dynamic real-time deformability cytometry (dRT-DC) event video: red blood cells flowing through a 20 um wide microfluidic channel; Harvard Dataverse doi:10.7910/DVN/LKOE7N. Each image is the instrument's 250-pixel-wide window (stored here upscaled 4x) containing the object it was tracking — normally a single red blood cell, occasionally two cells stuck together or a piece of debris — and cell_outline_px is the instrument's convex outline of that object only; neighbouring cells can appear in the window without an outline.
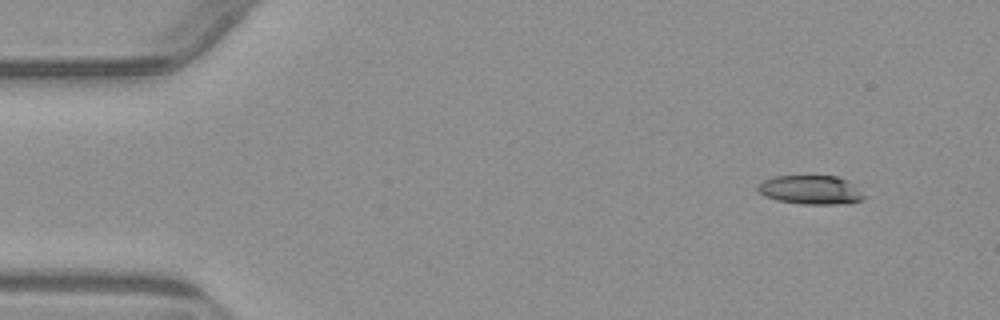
{"species": "common noctule bat (a hibernating species)", "species_latin": "Nyctalus noctula", "temperature_condition": "warm", "stored_images_in_passage": 3, "camera_frame_rate_fps": 3000, "um_per_image_px": 0.085, "animal": {"sex": "male", "body_mass_g": 23.1, "forearm_length_mm": 52.7}, "frame": {"image": 1, "passage_image": 1, "time_ms": 0.0, "image_size_px": [1000, 320], "cell_outline_px": [[868, 196], [860, 200], [848, 204], [804, 204], [776, 200], [764, 196], [756, 188], [764, 180], [772, 176], [836, 176], [848, 180]], "centroid_in_image_um": [68.94, 16.14], "position_along_channel_um": 16.1, "area_um2": 18.03}}